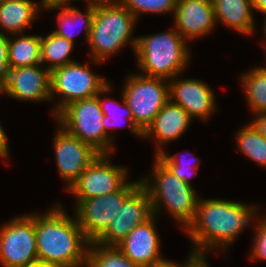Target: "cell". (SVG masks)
Wrapping results in <instances>:
<instances>
[{"instance_id":"1f68e13d","label":"cell","mask_w":266,"mask_h":267,"mask_svg":"<svg viewBox=\"0 0 266 267\" xmlns=\"http://www.w3.org/2000/svg\"><path fill=\"white\" fill-rule=\"evenodd\" d=\"M9 153L8 138L0 124V158L9 157Z\"/></svg>"},{"instance_id":"4316f807","label":"cell","mask_w":266,"mask_h":267,"mask_svg":"<svg viewBox=\"0 0 266 267\" xmlns=\"http://www.w3.org/2000/svg\"><path fill=\"white\" fill-rule=\"evenodd\" d=\"M86 267H142L128 259L116 246L90 242Z\"/></svg>"},{"instance_id":"83f0119b","label":"cell","mask_w":266,"mask_h":267,"mask_svg":"<svg viewBox=\"0 0 266 267\" xmlns=\"http://www.w3.org/2000/svg\"><path fill=\"white\" fill-rule=\"evenodd\" d=\"M135 18L141 13H174L177 0H118Z\"/></svg>"},{"instance_id":"7a4b0ae2","label":"cell","mask_w":266,"mask_h":267,"mask_svg":"<svg viewBox=\"0 0 266 267\" xmlns=\"http://www.w3.org/2000/svg\"><path fill=\"white\" fill-rule=\"evenodd\" d=\"M38 261L61 267H86L89 241L76 217H69L61 204L45 214H35Z\"/></svg>"},{"instance_id":"5b68a950","label":"cell","mask_w":266,"mask_h":267,"mask_svg":"<svg viewBox=\"0 0 266 267\" xmlns=\"http://www.w3.org/2000/svg\"><path fill=\"white\" fill-rule=\"evenodd\" d=\"M140 180L148 190L153 215L158 216V212L164 206L172 218L174 217L186 230L194 221L199 199L193 187L175 176L157 156L153 173Z\"/></svg>"},{"instance_id":"f546056e","label":"cell","mask_w":266,"mask_h":267,"mask_svg":"<svg viewBox=\"0 0 266 267\" xmlns=\"http://www.w3.org/2000/svg\"><path fill=\"white\" fill-rule=\"evenodd\" d=\"M260 220V221H259ZM255 223V239L251 252L250 259L252 260H266V216L264 218H259Z\"/></svg>"},{"instance_id":"74e56055","label":"cell","mask_w":266,"mask_h":267,"mask_svg":"<svg viewBox=\"0 0 266 267\" xmlns=\"http://www.w3.org/2000/svg\"><path fill=\"white\" fill-rule=\"evenodd\" d=\"M29 267H61V266L56 265V264H52V263H45V262L36 261V262L32 263Z\"/></svg>"},{"instance_id":"4fadbf2b","label":"cell","mask_w":266,"mask_h":267,"mask_svg":"<svg viewBox=\"0 0 266 267\" xmlns=\"http://www.w3.org/2000/svg\"><path fill=\"white\" fill-rule=\"evenodd\" d=\"M54 152L60 177L67 182V191L81 173L100 154L91 145L72 136L62 126L54 136Z\"/></svg>"},{"instance_id":"ba28073f","label":"cell","mask_w":266,"mask_h":267,"mask_svg":"<svg viewBox=\"0 0 266 267\" xmlns=\"http://www.w3.org/2000/svg\"><path fill=\"white\" fill-rule=\"evenodd\" d=\"M110 82L92 72L88 64L68 63L50 72L51 100L61 95L52 112L56 117L74 101L95 97Z\"/></svg>"},{"instance_id":"ac0fdd59","label":"cell","mask_w":266,"mask_h":267,"mask_svg":"<svg viewBox=\"0 0 266 267\" xmlns=\"http://www.w3.org/2000/svg\"><path fill=\"white\" fill-rule=\"evenodd\" d=\"M191 121L189 114L181 106L169 100L143 132V138L155 136V154L158 155L163 152L162 145L180 138L187 131Z\"/></svg>"},{"instance_id":"6da1fadb","label":"cell","mask_w":266,"mask_h":267,"mask_svg":"<svg viewBox=\"0 0 266 267\" xmlns=\"http://www.w3.org/2000/svg\"><path fill=\"white\" fill-rule=\"evenodd\" d=\"M258 208L225 199L199 198L194 221L186 229L194 243L192 253L205 256L209 250H224L232 245L238 234L257 217Z\"/></svg>"},{"instance_id":"7402d4cb","label":"cell","mask_w":266,"mask_h":267,"mask_svg":"<svg viewBox=\"0 0 266 267\" xmlns=\"http://www.w3.org/2000/svg\"><path fill=\"white\" fill-rule=\"evenodd\" d=\"M20 36V37H19ZM8 43L10 68L41 64V36L19 35Z\"/></svg>"},{"instance_id":"9a60e30c","label":"cell","mask_w":266,"mask_h":267,"mask_svg":"<svg viewBox=\"0 0 266 267\" xmlns=\"http://www.w3.org/2000/svg\"><path fill=\"white\" fill-rule=\"evenodd\" d=\"M169 82L170 101L181 106L190 116L208 121L216 110L215 96L211 88L199 79L172 78Z\"/></svg>"},{"instance_id":"e0dca14e","label":"cell","mask_w":266,"mask_h":267,"mask_svg":"<svg viewBox=\"0 0 266 267\" xmlns=\"http://www.w3.org/2000/svg\"><path fill=\"white\" fill-rule=\"evenodd\" d=\"M173 15L174 28L187 42L207 35L218 24L212 0H177Z\"/></svg>"},{"instance_id":"d6a6232c","label":"cell","mask_w":266,"mask_h":267,"mask_svg":"<svg viewBox=\"0 0 266 267\" xmlns=\"http://www.w3.org/2000/svg\"><path fill=\"white\" fill-rule=\"evenodd\" d=\"M255 116L257 117L251 122L256 126L260 134L266 139V113L256 114Z\"/></svg>"},{"instance_id":"8fae6325","label":"cell","mask_w":266,"mask_h":267,"mask_svg":"<svg viewBox=\"0 0 266 267\" xmlns=\"http://www.w3.org/2000/svg\"><path fill=\"white\" fill-rule=\"evenodd\" d=\"M110 157V154H99L69 188L76 201L113 193L127 182V168L112 165Z\"/></svg>"},{"instance_id":"30bf717a","label":"cell","mask_w":266,"mask_h":267,"mask_svg":"<svg viewBox=\"0 0 266 267\" xmlns=\"http://www.w3.org/2000/svg\"><path fill=\"white\" fill-rule=\"evenodd\" d=\"M141 184V180L125 183L113 193L76 201L77 222L85 238L94 242L108 227L120 210L123 201Z\"/></svg>"},{"instance_id":"cb8c5ba5","label":"cell","mask_w":266,"mask_h":267,"mask_svg":"<svg viewBox=\"0 0 266 267\" xmlns=\"http://www.w3.org/2000/svg\"><path fill=\"white\" fill-rule=\"evenodd\" d=\"M73 48V42L53 32L46 37L41 36V65L49 63L45 68L51 72L55 68L75 62L70 59Z\"/></svg>"},{"instance_id":"44dd1931","label":"cell","mask_w":266,"mask_h":267,"mask_svg":"<svg viewBox=\"0 0 266 267\" xmlns=\"http://www.w3.org/2000/svg\"><path fill=\"white\" fill-rule=\"evenodd\" d=\"M44 9H61L57 14L58 27L52 31L53 33L75 43L74 35L76 34H74V31L72 32V30H74V26H77L78 23H81V25H83L82 27L85 28V37L86 41L88 42L95 12V3H87L85 13H82L78 8L73 7V5L69 6L68 4L57 5L53 3H45ZM79 32L80 31L78 30L77 33Z\"/></svg>"},{"instance_id":"9c48e42d","label":"cell","mask_w":266,"mask_h":267,"mask_svg":"<svg viewBox=\"0 0 266 267\" xmlns=\"http://www.w3.org/2000/svg\"><path fill=\"white\" fill-rule=\"evenodd\" d=\"M38 261L35 214L14 218L0 227V263L3 267H29Z\"/></svg>"},{"instance_id":"52a82bcc","label":"cell","mask_w":266,"mask_h":267,"mask_svg":"<svg viewBox=\"0 0 266 267\" xmlns=\"http://www.w3.org/2000/svg\"><path fill=\"white\" fill-rule=\"evenodd\" d=\"M122 96L132 112L134 123L144 132L170 100L169 82L159 77L130 74Z\"/></svg>"},{"instance_id":"836d02e7","label":"cell","mask_w":266,"mask_h":267,"mask_svg":"<svg viewBox=\"0 0 266 267\" xmlns=\"http://www.w3.org/2000/svg\"><path fill=\"white\" fill-rule=\"evenodd\" d=\"M198 256L193 254V253H190L188 259L186 262H184L183 264H176L175 262L173 261H169L167 260L166 262L160 264V265H157L155 267H188Z\"/></svg>"},{"instance_id":"7c38bea8","label":"cell","mask_w":266,"mask_h":267,"mask_svg":"<svg viewBox=\"0 0 266 267\" xmlns=\"http://www.w3.org/2000/svg\"><path fill=\"white\" fill-rule=\"evenodd\" d=\"M153 215L148 190L140 184L122 203L106 230L94 241L104 246H116L137 225Z\"/></svg>"},{"instance_id":"277c9868","label":"cell","mask_w":266,"mask_h":267,"mask_svg":"<svg viewBox=\"0 0 266 267\" xmlns=\"http://www.w3.org/2000/svg\"><path fill=\"white\" fill-rule=\"evenodd\" d=\"M186 40L175 29L137 37L135 55L141 73L148 77L172 79L184 71L190 60ZM179 74V75H178Z\"/></svg>"},{"instance_id":"4dcf8cb0","label":"cell","mask_w":266,"mask_h":267,"mask_svg":"<svg viewBox=\"0 0 266 267\" xmlns=\"http://www.w3.org/2000/svg\"><path fill=\"white\" fill-rule=\"evenodd\" d=\"M8 43L9 37L0 31V74L5 76L10 69L9 59H8Z\"/></svg>"},{"instance_id":"d4e9b609","label":"cell","mask_w":266,"mask_h":267,"mask_svg":"<svg viewBox=\"0 0 266 267\" xmlns=\"http://www.w3.org/2000/svg\"><path fill=\"white\" fill-rule=\"evenodd\" d=\"M246 101L256 114L266 113V71L262 66L252 68L241 76Z\"/></svg>"},{"instance_id":"603a6c76","label":"cell","mask_w":266,"mask_h":267,"mask_svg":"<svg viewBox=\"0 0 266 267\" xmlns=\"http://www.w3.org/2000/svg\"><path fill=\"white\" fill-rule=\"evenodd\" d=\"M112 85L109 83L101 92H99L96 97L98 98V103L100 106V109L102 110L104 117H103V127H104V131L107 135H109L111 138H113L109 133V130L115 127H120L121 122H125L123 121L124 119L123 116H127L125 118H127V122L128 123V127L130 129V131L132 133H134V135H139L140 138H143V132L137 127V125L134 123L133 120V116H132V112L129 109V107L127 106L123 96H122V105L119 101L113 100V99H105L104 100L101 98V94L105 93H109L108 91L112 90ZM120 105V106H119ZM121 106H123L124 109H122L123 111L126 112V114H122L120 108H122ZM124 112V113H125ZM123 115V116H122ZM122 119V120H121ZM120 123V124H119ZM109 129V130H108Z\"/></svg>"},{"instance_id":"484cf974","label":"cell","mask_w":266,"mask_h":267,"mask_svg":"<svg viewBox=\"0 0 266 267\" xmlns=\"http://www.w3.org/2000/svg\"><path fill=\"white\" fill-rule=\"evenodd\" d=\"M236 132L239 150L262 168H266V139L251 122Z\"/></svg>"},{"instance_id":"ffe728a7","label":"cell","mask_w":266,"mask_h":267,"mask_svg":"<svg viewBox=\"0 0 266 267\" xmlns=\"http://www.w3.org/2000/svg\"><path fill=\"white\" fill-rule=\"evenodd\" d=\"M41 5L31 0H4L0 2V28L11 35H19L32 26L38 10H44L45 1ZM42 6V8L40 7Z\"/></svg>"},{"instance_id":"8d00e7d4","label":"cell","mask_w":266,"mask_h":267,"mask_svg":"<svg viewBox=\"0 0 266 267\" xmlns=\"http://www.w3.org/2000/svg\"><path fill=\"white\" fill-rule=\"evenodd\" d=\"M44 1H45V3L64 5L67 3H71V1H75V0H44ZM84 1H86V4H87V3H95V2L100 1V0H84Z\"/></svg>"},{"instance_id":"f1b7e54d","label":"cell","mask_w":266,"mask_h":267,"mask_svg":"<svg viewBox=\"0 0 266 267\" xmlns=\"http://www.w3.org/2000/svg\"><path fill=\"white\" fill-rule=\"evenodd\" d=\"M155 156H157L174 173L175 176H177L180 180L186 182L187 184L191 185L189 177L195 174L194 172L199 169L198 166L200 165V162H197V164H195L196 159H194L195 162L191 164V160H187L189 161L187 162L183 159V156V158L181 157V159L176 154H174L173 156L167 155L165 150Z\"/></svg>"},{"instance_id":"d6986e66","label":"cell","mask_w":266,"mask_h":267,"mask_svg":"<svg viewBox=\"0 0 266 267\" xmlns=\"http://www.w3.org/2000/svg\"><path fill=\"white\" fill-rule=\"evenodd\" d=\"M216 22L241 34L252 35L255 28L252 0H212Z\"/></svg>"},{"instance_id":"ab89813d","label":"cell","mask_w":266,"mask_h":267,"mask_svg":"<svg viewBox=\"0 0 266 267\" xmlns=\"http://www.w3.org/2000/svg\"><path fill=\"white\" fill-rule=\"evenodd\" d=\"M265 15H266V13H265ZM263 27H264L263 30H264V34H265L264 36H265V42H266V18H265ZM262 45H266V43H263Z\"/></svg>"},{"instance_id":"2e32d148","label":"cell","mask_w":266,"mask_h":267,"mask_svg":"<svg viewBox=\"0 0 266 267\" xmlns=\"http://www.w3.org/2000/svg\"><path fill=\"white\" fill-rule=\"evenodd\" d=\"M156 215L137 225L116 247L133 263L155 267L167 261L160 255V238L155 228Z\"/></svg>"},{"instance_id":"d590c367","label":"cell","mask_w":266,"mask_h":267,"mask_svg":"<svg viewBox=\"0 0 266 267\" xmlns=\"http://www.w3.org/2000/svg\"><path fill=\"white\" fill-rule=\"evenodd\" d=\"M206 256H198L188 267H208Z\"/></svg>"},{"instance_id":"60d3db41","label":"cell","mask_w":266,"mask_h":267,"mask_svg":"<svg viewBox=\"0 0 266 267\" xmlns=\"http://www.w3.org/2000/svg\"><path fill=\"white\" fill-rule=\"evenodd\" d=\"M263 47H265V52H266V45H263ZM266 54V53H265ZM266 57V56H265ZM265 71H266V67H262Z\"/></svg>"},{"instance_id":"8992f818","label":"cell","mask_w":266,"mask_h":267,"mask_svg":"<svg viewBox=\"0 0 266 267\" xmlns=\"http://www.w3.org/2000/svg\"><path fill=\"white\" fill-rule=\"evenodd\" d=\"M103 117L95 96L70 103L55 119L68 133L91 145L100 154H111L113 139L104 131Z\"/></svg>"},{"instance_id":"5bb4252c","label":"cell","mask_w":266,"mask_h":267,"mask_svg":"<svg viewBox=\"0 0 266 267\" xmlns=\"http://www.w3.org/2000/svg\"><path fill=\"white\" fill-rule=\"evenodd\" d=\"M41 66L10 68L4 76V94L21 101H50V71Z\"/></svg>"},{"instance_id":"f35d334b","label":"cell","mask_w":266,"mask_h":267,"mask_svg":"<svg viewBox=\"0 0 266 267\" xmlns=\"http://www.w3.org/2000/svg\"><path fill=\"white\" fill-rule=\"evenodd\" d=\"M0 94H4V76L0 74Z\"/></svg>"},{"instance_id":"e575fe53","label":"cell","mask_w":266,"mask_h":267,"mask_svg":"<svg viewBox=\"0 0 266 267\" xmlns=\"http://www.w3.org/2000/svg\"><path fill=\"white\" fill-rule=\"evenodd\" d=\"M253 10L266 13V0H252Z\"/></svg>"},{"instance_id":"3957f363","label":"cell","mask_w":266,"mask_h":267,"mask_svg":"<svg viewBox=\"0 0 266 267\" xmlns=\"http://www.w3.org/2000/svg\"><path fill=\"white\" fill-rule=\"evenodd\" d=\"M136 20L135 16L118 0L95 2V12L88 39L90 58L96 64H101L130 42L135 52L137 37L133 38L132 34Z\"/></svg>"}]
</instances>
